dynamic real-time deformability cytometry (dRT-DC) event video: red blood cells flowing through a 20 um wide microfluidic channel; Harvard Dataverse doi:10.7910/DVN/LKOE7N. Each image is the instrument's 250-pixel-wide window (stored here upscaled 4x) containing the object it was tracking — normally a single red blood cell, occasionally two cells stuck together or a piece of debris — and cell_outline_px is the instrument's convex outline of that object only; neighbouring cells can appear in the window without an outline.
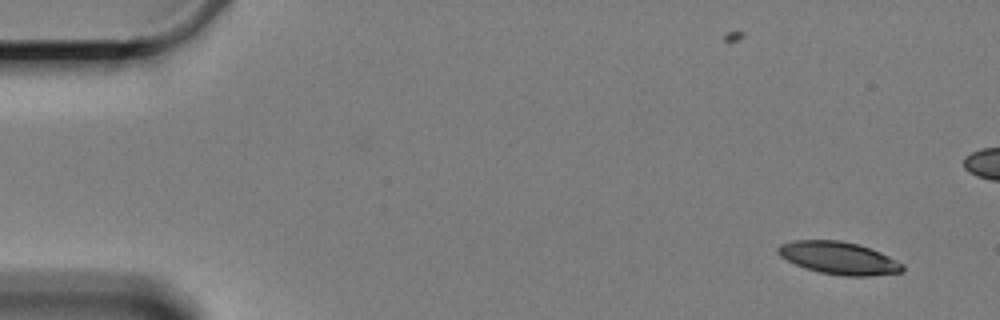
{"species": "Egyptian fruit bat (a non-hibernating species)", "species_latin": "Rousettus aegyptiacus", "temperature_condition": "cold", "stored_images_in_passage": 6, "camera_frame_rate_fps": 3000, "um_per_image_px": 0.085, "animal": {"sex": "female"}, "frame": {"image": 1, "passage_image": 1, "time_ms": 0.0, "image_size_px": [1000, 320], "cell_outline_px": [[904, 272], [872, 276], [844, 276], [820, 272], [804, 268], [780, 256], [776, 252], [776, 248], [780, 244], [792, 240], [840, 240], [860, 244], [880, 252], [904, 264]], "centroid_in_image_um": [71.3, 21.93], "position_along_channel_um": 13.7, "area_um2": 23.81}}